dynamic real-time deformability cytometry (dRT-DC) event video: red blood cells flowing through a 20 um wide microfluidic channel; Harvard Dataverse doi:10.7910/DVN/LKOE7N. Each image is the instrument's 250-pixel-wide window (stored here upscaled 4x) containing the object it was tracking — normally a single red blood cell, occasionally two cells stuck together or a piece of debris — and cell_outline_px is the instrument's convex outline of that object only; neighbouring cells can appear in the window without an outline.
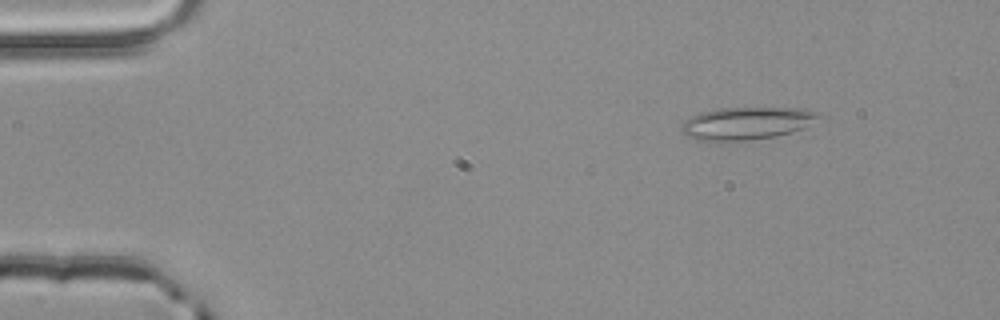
{"species": "common noctule bat (a hibernating species)", "species_latin": "Nyctalus noctula", "temperature_condition": "room temperature", "stored_images_in_passage": 4, "camera_frame_rate_fps": 3000, "um_per_image_px": 0.085, "animal": {"sex": "male", "body_mass_g": 20.4}, "frame": {"image": 1, "passage_image": 2, "time_ms": 0.333, "image_size_px": [1000, 320], "cell_outline_px": [[824, 116], [804, 128], [792, 132], [772, 136], [724, 144], [696, 140], [688, 136], [680, 128], [680, 124], [684, 120], [700, 112], [720, 108], [800, 108], [820, 112]], "centroid_in_image_um": [63.44, 10.5], "position_along_channel_um": 21.6, "area_um2": 26.7}}